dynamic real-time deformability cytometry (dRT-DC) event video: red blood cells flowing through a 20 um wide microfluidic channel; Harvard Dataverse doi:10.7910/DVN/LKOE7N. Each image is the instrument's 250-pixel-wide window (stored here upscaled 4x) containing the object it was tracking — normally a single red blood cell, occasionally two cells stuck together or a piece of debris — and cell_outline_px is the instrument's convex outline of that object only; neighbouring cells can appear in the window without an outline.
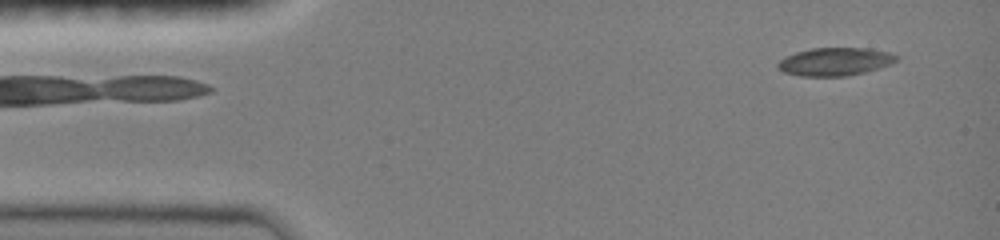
{"species": "common noctule bat (a hibernating species)", "species_latin": "Nyctalus noctula", "temperature_condition": "room temperature", "stored_images_in_passage": 5, "camera_frame_rate_fps": 3000, "um_per_image_px": 0.085, "animal": {"sex": "female", "body_mass_g": 19.0, "forearm_length_mm": 51.5}, "frame": {"image": 1, "passage_image": 5, "time_ms": 2.667, "image_size_px": [1000, 240], "cell_outline_px": [[900, 56], [896, 60], [880, 68], [848, 76], [800, 76], [784, 72], [776, 68], [776, 64], [784, 56], [796, 52], [812, 48], [868, 48], [888, 52]], "centroid_in_image_um": [70.94, 5.24], "position_along_channel_um": 14.1, "area_um2": 19.42}}